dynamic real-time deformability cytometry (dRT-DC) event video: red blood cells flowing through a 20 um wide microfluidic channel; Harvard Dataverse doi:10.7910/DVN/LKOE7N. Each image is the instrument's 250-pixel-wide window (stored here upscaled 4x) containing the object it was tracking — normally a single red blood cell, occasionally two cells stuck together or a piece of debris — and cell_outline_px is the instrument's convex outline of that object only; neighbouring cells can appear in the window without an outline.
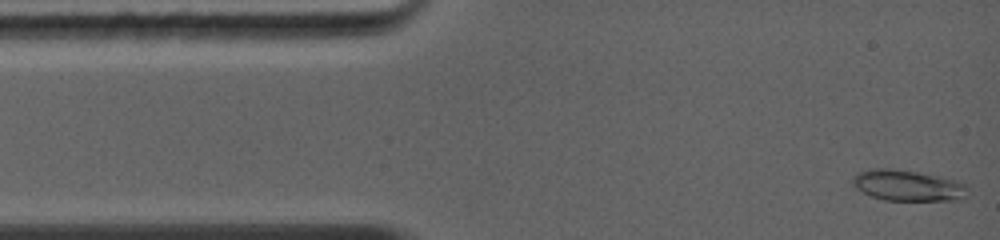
{"species": "common noctule bat (a hibernating species)", "species_latin": "Nyctalus noctula", "temperature_condition": "warm", "stored_images_in_passage": 29, "camera_frame_rate_fps": 5000, "um_per_image_px": 0.085, "animal": {"sex": "female", "body_mass_g": 19.0, "forearm_length_mm": 56.7}, "frame": {"image": 1, "passage_image": 1, "time_ms": 0.0, "image_size_px": [1000, 240], "cell_outline_px": [[964, 188], [956, 200], [884, 200], [872, 196], [856, 188], [852, 184], [852, 176], [868, 168], [888, 168], [916, 172], [940, 176], [956, 180], [964, 184]], "centroid_in_image_um": [77.03, 15.74], "position_along_channel_um": 8.0, "area_um2": 20.17}}
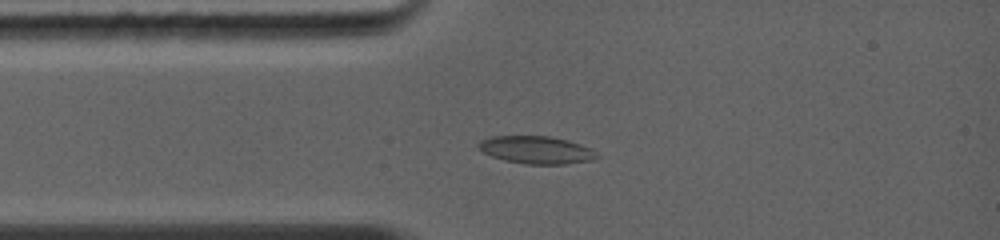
{"frame": {"image": 2, "passage_image": 17, "time_ms": 2.2, "image_size_px": [1000, 240], "cell_outline_px": [[600, 156], [592, 160], [568, 164], [524, 164], [504, 160], [492, 156], [476, 148], [476, 144], [480, 140], [492, 136], [548, 136], [568, 140], [580, 144], [596, 152]], "centroid_in_image_um": [45.56, 12.74], "position_along_channel_um": 39.4, "area_um2": 19.13}}
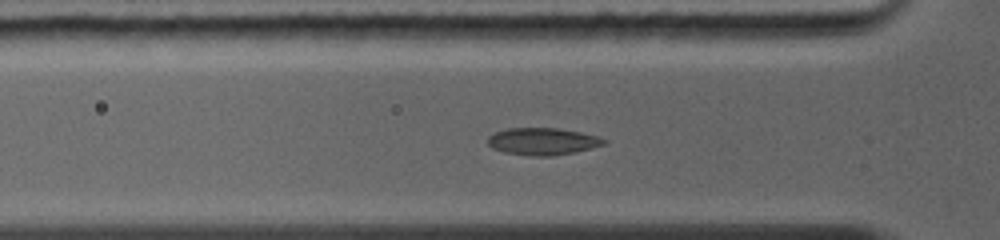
{"frame": {"image": 3, "passage_image": 25, "time_ms": 3.2, "image_size_px": [1000, 240], "cell_outline_px": [[608, 140], [604, 144], [576, 152], [552, 156], [532, 156], [504, 152], [492, 148], [488, 144], [488, 136], [504, 128], [560, 128], [580, 132], [596, 136]], "centroid_in_image_um": [46.11, 12.01], "position_along_channel_um": 79.7, "area_um2": 18.38}}